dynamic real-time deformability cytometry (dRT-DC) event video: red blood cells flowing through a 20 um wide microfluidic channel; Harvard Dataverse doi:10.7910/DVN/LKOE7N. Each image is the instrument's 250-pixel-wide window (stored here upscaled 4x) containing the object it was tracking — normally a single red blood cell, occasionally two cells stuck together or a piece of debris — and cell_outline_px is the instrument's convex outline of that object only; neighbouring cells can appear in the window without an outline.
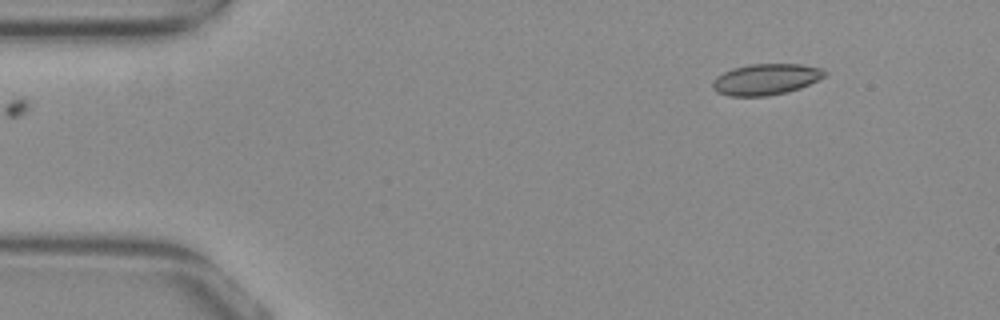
{"species": "common noctule bat (a hibernating species)", "species_latin": "Nyctalus noctula", "temperature_condition": "warm", "stored_images_in_passage": 48, "camera_frame_rate_fps": 3000, "um_per_image_px": 0.085, "animal": {"sex": "female", "body_mass_g": 29.2, "forearm_length_mm": 56.3}, "frame": {"image": 1, "passage_image": 1, "time_ms": 0.0, "image_size_px": [1000, 320], "cell_outline_px": [[828, 72], [824, 76], [800, 88], [788, 92], [768, 96], [728, 96], [716, 92], [712, 88], [712, 84], [716, 76], [732, 68], [748, 64], [800, 64], [820, 68]], "centroid_in_image_um": [65.06, 6.74], "position_along_channel_um": 19.9, "area_um2": 20.35}}
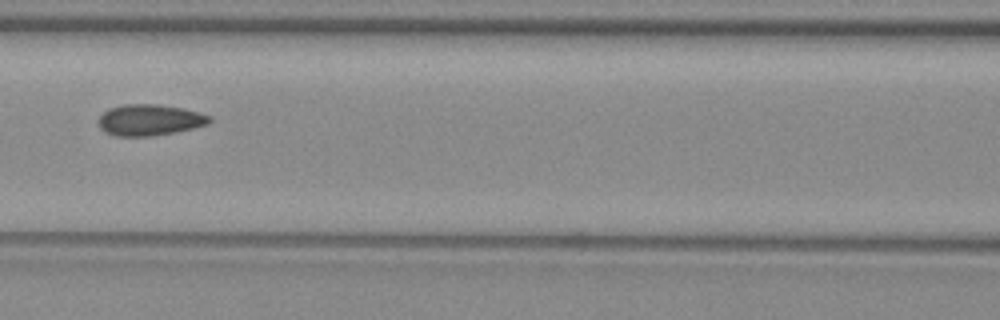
{"frame": {"image": 2, "passage_image": 18, "time_ms": 5.667, "image_size_px": [1000, 320], "cell_outline_px": [[212, 120], [208, 124], [176, 132], [152, 136], [112, 136], [104, 132], [100, 128], [100, 116], [108, 108], [124, 104], [156, 104], [180, 108], [200, 112], [212, 116]], "centroid_in_image_um": [12.72, 10.2], "position_along_channel_um": 153.9, "area_um2": 20.23}}
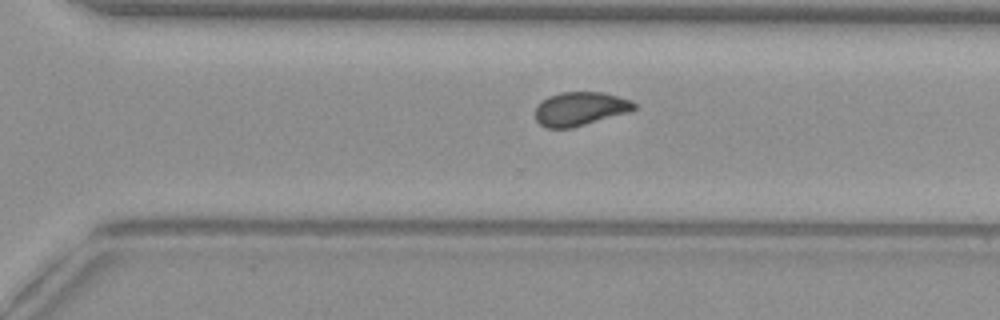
{"frame": {"image": 3, "passage_image": 31, "time_ms": 10.0, "image_size_px": [1000, 320], "cell_outline_px": [[636, 108], [628, 112], [572, 128], [544, 128], [536, 120], [536, 108], [548, 96], [560, 92], [600, 92], [632, 100], [636, 104]], "centroid_in_image_um": [49.31, 9.25], "position_along_channel_um": 321.3, "area_um2": 19.25}, "authors_computed_cell_mechanics": {"area_um2": 19.7387, "velocity_mm_per_s": 3.8764, "shape_relaxation_time_tau1_ms": null, "shape_relaxation_time_tau2_ms": 1.1314, "deformation_change_tau1": null, "deformation_change_tau2": 0.0478}}